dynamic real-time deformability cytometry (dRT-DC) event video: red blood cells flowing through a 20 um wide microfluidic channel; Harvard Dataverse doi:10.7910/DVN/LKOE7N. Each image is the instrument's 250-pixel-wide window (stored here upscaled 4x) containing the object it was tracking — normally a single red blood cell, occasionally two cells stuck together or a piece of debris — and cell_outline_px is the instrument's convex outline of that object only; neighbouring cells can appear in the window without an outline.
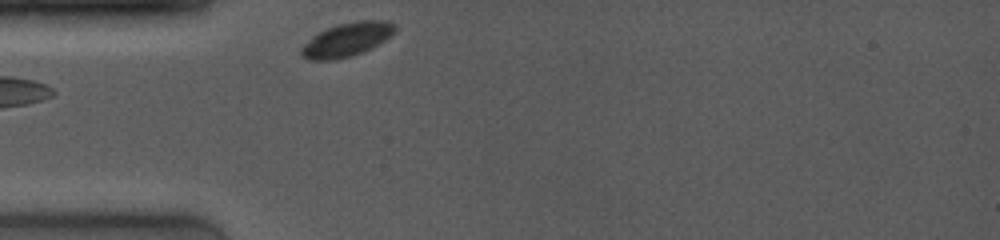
{"species": "common noctule bat (a hibernating species)", "species_latin": "Nyctalus noctula", "temperature_condition": "room temperature", "stored_images_in_passage": 8, "camera_frame_rate_fps": 4000, "um_per_image_px": 0.085, "animal": {"sex": "female", "body_mass_g": 19.0, "forearm_length_mm": 53.3}, "frame": {"image": 1, "passage_image": 1, "time_ms": 0.0, "image_size_px": [1000, 240], "cell_outline_px": [[396, 28], [384, 40], [352, 56], [332, 60], [308, 60], [300, 52], [300, 48], [312, 36], [336, 24], [360, 20], [388, 20], [396, 24]], "centroid_in_image_um": [29.45, 3.35], "position_along_channel_um": 55.5, "area_um2": 18.09}}